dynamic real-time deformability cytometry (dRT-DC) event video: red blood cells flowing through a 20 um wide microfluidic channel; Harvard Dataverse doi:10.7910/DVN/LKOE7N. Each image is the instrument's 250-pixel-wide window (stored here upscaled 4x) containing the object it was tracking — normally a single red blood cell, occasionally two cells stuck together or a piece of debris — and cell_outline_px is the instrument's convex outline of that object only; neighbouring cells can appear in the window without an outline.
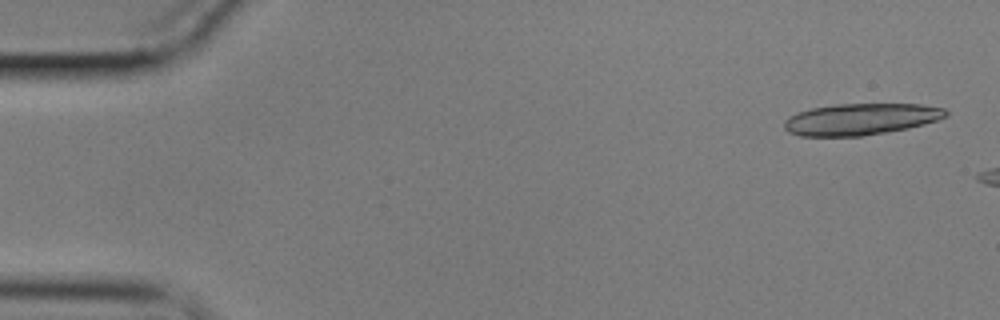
{"species": "common noctule bat (a hibernating species)", "species_latin": "Nyctalus noctula", "temperature_condition": "cold", "stored_images_in_passage": 22, "camera_frame_rate_fps": 3000, "um_per_image_px": 0.085, "animal": {"sex": "male", "body_mass_g": 17.9}, "frame": {"image": 1, "passage_image": 2, "time_ms": 0.333, "image_size_px": [1000, 320], "cell_outline_px": [[948, 116], [936, 120], [908, 128], [860, 136], [800, 136], [788, 132], [784, 128], [784, 120], [788, 116], [796, 112], [812, 108], [836, 104], [920, 104], [944, 108], [948, 112]], "centroid_in_image_um": [73.12, 10.12], "position_along_channel_um": 11.9, "area_um2": 29.65}}